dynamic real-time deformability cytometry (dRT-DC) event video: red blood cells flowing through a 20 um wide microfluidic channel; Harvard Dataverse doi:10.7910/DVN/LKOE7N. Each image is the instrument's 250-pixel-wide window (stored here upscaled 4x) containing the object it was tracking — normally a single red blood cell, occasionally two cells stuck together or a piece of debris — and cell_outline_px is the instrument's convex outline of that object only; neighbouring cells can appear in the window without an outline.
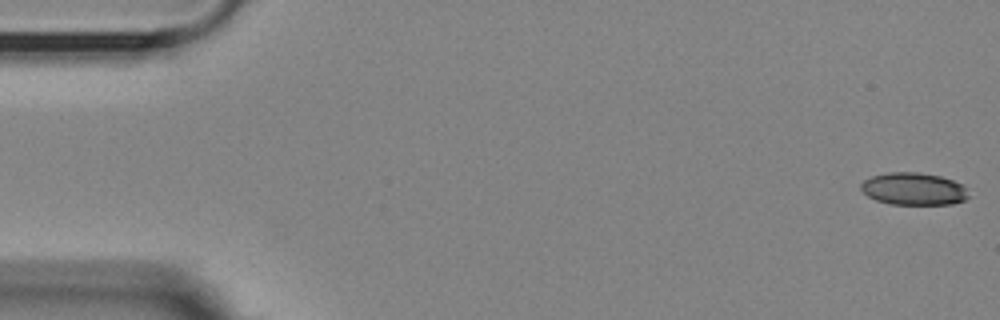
{"species": "Egyptian fruit bat (a non-hibernating species)", "species_latin": "Rousettus aegyptiacus", "temperature_condition": "room temperature", "stored_images_in_passage": 55, "camera_frame_rate_fps": 3000, "um_per_image_px": 0.085, "animal": {"sex": "female"}, "frame": {"image": 1, "passage_image": 1, "time_ms": 0.0, "image_size_px": [1000, 320], "cell_outline_px": [[968, 196], [964, 200], [952, 204], [888, 204], [876, 200], [868, 196], [860, 188], [860, 184], [864, 180], [872, 176], [888, 172], [920, 172], [940, 176], [952, 180], [960, 184], [964, 188]], "centroid_in_image_um": [77.61, 16.05], "position_along_channel_um": 7.4, "area_um2": 20.17}}
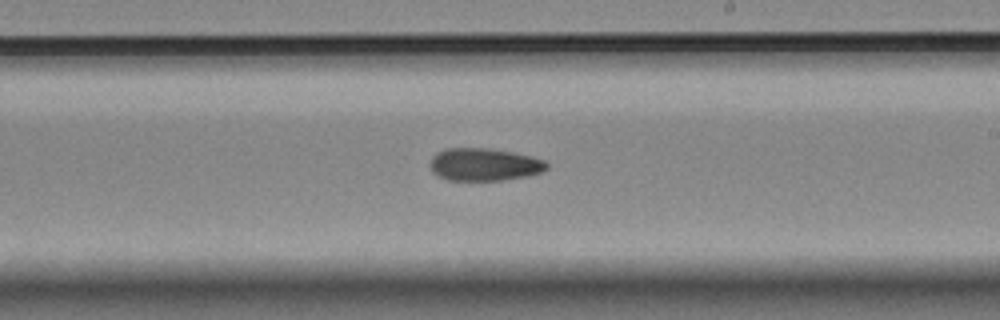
{"frame": {"image": 2, "passage_image": 32, "time_ms": 10.333, "image_size_px": [1000, 320], "cell_outline_px": [[548, 168], [544, 172], [524, 176], [500, 180], [448, 180], [432, 172], [432, 156], [436, 152], [444, 148], [488, 148], [512, 152], [532, 156], [544, 160], [548, 164]], "centroid_in_image_um": [41.18, 13.97], "position_along_channel_um": 247.8, "area_um2": 22.08}}
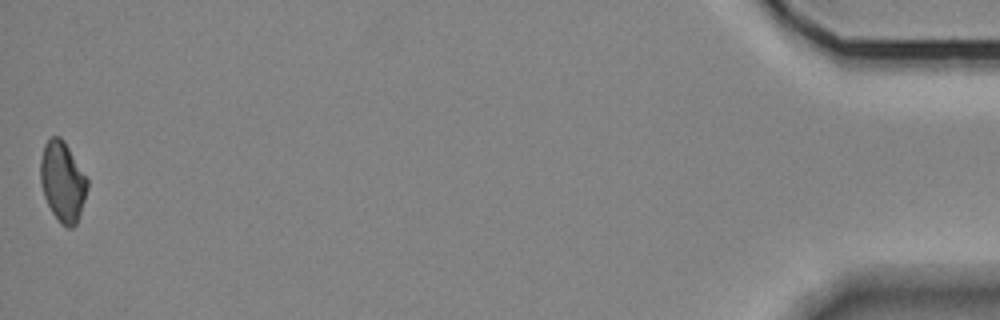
{"frame": {"image": 3, "passage_image": 55, "time_ms": 18.0, "image_size_px": [1000, 320], "cell_outline_px": [[88, 188], [76, 224], [72, 228], [68, 228], [60, 224], [52, 212], [44, 196], [40, 184], [40, 160], [44, 144], [52, 136], [60, 136], [64, 140], [88, 180]], "centroid_in_image_um": [5.3, 15.43], "position_along_channel_um": 429.9, "area_um2": 21.85}, "authors_computed_cell_mechanics": {"area_um2": 21.9062, "velocity_mm_per_s": 3.6007, "shape_relaxation_time_tau1_ms": null, "shape_relaxation_time_tau2_ms": 6.0489, "deformation_change_tau1": null, "deformation_change_tau2": 0.1213}}